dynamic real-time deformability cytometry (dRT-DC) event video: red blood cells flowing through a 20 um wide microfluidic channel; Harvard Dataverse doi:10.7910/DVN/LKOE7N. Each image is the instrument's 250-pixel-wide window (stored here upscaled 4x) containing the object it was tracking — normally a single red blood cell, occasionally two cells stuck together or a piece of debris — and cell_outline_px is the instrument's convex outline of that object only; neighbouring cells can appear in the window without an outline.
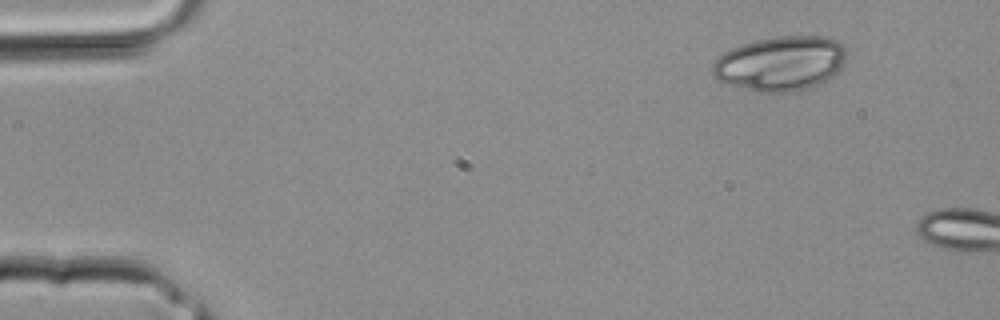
{"species": "common noctule bat (a hibernating species)", "species_latin": "Nyctalus noctula", "temperature_condition": "room temperature", "stored_images_in_passage": 2, "camera_frame_rate_fps": 3000, "um_per_image_px": 0.085, "animal": {"sex": "male", "body_mass_g": 20.4}, "frame": {"image": 1, "passage_image": 1, "time_ms": 0.0, "image_size_px": [1000, 320], "cell_outline_px": [[844, 60], [840, 72], [828, 80], [796, 92], [760, 92], [728, 84], [716, 80], [712, 76], [712, 64], [724, 52], [732, 48], [756, 40], [776, 36], [824, 36], [836, 40], [844, 44]], "centroid_in_image_um": [66.35, 5.4], "position_along_channel_um": 18.7, "area_um2": 42.77}}